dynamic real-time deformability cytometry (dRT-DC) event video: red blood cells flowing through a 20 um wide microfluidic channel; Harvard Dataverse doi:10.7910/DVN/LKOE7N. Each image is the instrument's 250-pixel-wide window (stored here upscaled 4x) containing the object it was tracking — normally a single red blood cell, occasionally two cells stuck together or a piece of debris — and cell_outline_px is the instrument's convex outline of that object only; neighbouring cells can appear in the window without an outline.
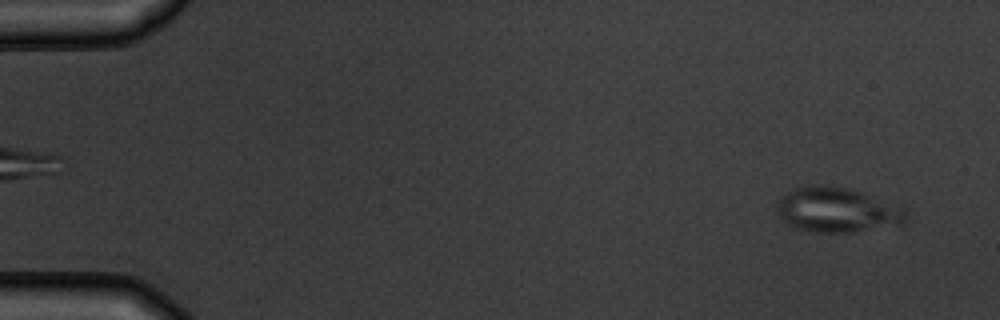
{"species": "common noctule bat (a hibernating species)", "species_latin": "Nyctalus noctula", "temperature_condition": "warm", "stored_images_in_passage": 2, "camera_frame_rate_fps": 3000, "um_per_image_px": 0.085, "animal": {"sex": "male", "body_mass_g": 19.5, "forearm_length_mm": 54.6}, "frame": {"image": 1, "passage_image": 2, "time_ms": 1.333, "image_size_px": [1000, 320], "cell_outline_px": [[908, 216], [904, 224], [856, 232], [812, 232], [796, 228], [788, 224], [776, 212], [776, 204], [780, 196], [792, 188], [808, 184], [824, 184], [852, 188], [908, 208]], "centroid_in_image_um": [71.18, 17.82], "position_along_channel_um": 13.8, "area_um2": 34.8}}